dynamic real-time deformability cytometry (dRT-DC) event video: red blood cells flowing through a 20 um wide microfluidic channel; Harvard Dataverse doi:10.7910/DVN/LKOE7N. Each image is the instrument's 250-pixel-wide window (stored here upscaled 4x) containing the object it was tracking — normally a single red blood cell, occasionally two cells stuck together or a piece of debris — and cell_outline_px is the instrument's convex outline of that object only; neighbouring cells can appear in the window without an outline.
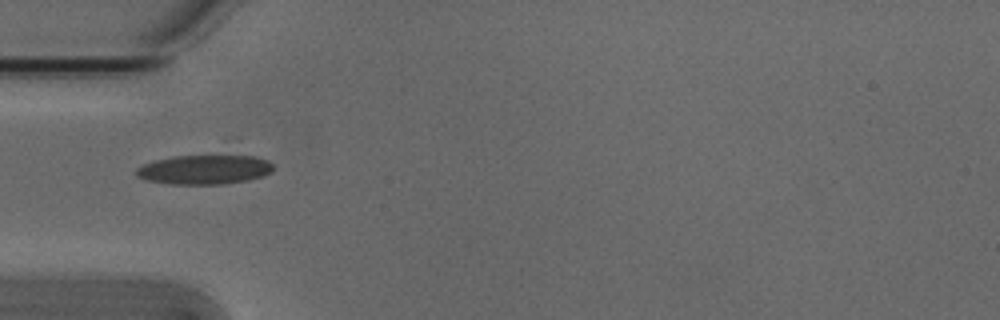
{"species": "Egyptian fruit bat (a non-hibernating species)", "species_latin": "Rousettus aegyptiacus", "temperature_condition": "cold", "stored_images_in_passage": 3, "camera_frame_rate_fps": 3000, "um_per_image_px": 0.085, "animal": {"sex": "male"}, "frame": {"image": 1, "passage_image": 1, "time_ms": 0.0, "image_size_px": [1000, 320], "cell_outline_px": [[272, 172], [248, 180], [224, 184], [168, 184], [144, 180], [136, 176], [136, 168], [144, 164], [156, 160], [176, 156], [236, 152], [256, 156], [268, 160], [272, 164]], "centroid_in_image_um": [17.43, 14.36], "position_along_channel_um": 67.6, "area_um2": 24.51}}
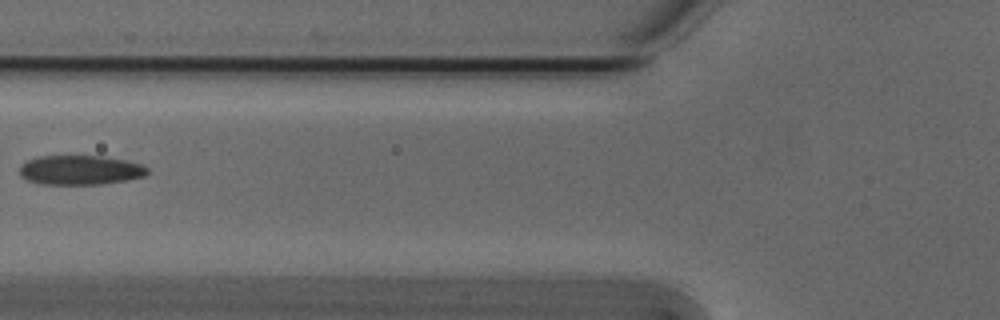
{"frame": {"image": 2, "passage_image": 2, "time_ms": 0.333, "image_size_px": [1000, 320], "cell_outline_px": [[148, 172], [144, 176], [124, 180], [100, 184], [40, 184], [28, 180], [20, 176], [20, 164], [36, 156], [100, 156], [124, 160], [140, 164], [148, 168]], "centroid_in_image_um": [6.77, 14.45], "position_along_channel_um": 119.0, "area_um2": 21.79}}